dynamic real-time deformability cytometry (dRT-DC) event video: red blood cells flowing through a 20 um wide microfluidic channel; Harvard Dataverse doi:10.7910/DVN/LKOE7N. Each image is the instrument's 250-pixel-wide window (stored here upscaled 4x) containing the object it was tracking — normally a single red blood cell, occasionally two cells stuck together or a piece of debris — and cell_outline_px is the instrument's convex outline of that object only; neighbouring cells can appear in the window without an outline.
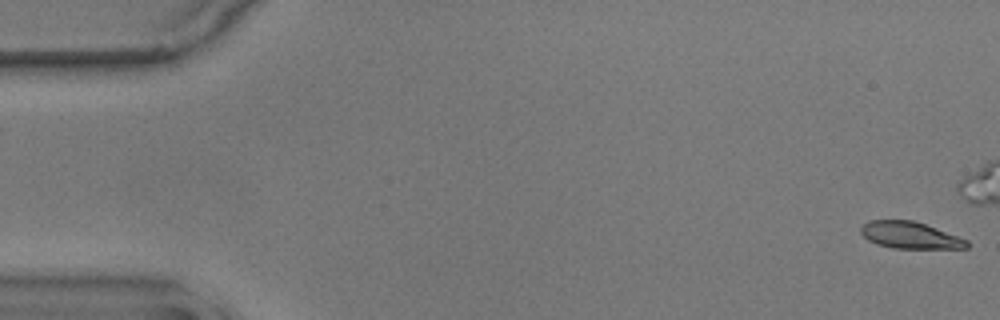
{"species": "common noctule bat (a hibernating species)", "species_latin": "Nyctalus noctula", "temperature_condition": "warm", "stored_images_in_passage": 8, "camera_frame_rate_fps": 3000, "um_per_image_px": 0.085, "animal": {"sex": "male", "body_mass_g": 17.9}, "frame": {"image": 1, "passage_image": 1, "time_ms": 0.0, "image_size_px": [1000, 320], "cell_outline_px": [[968, 248], [892, 248], [876, 244], [868, 240], [860, 232], [860, 228], [868, 220], [912, 220], [924, 224], [968, 240]], "centroid_in_image_um": [77.31, 19.99], "position_along_channel_um": 7.7, "area_um2": 16.36}}